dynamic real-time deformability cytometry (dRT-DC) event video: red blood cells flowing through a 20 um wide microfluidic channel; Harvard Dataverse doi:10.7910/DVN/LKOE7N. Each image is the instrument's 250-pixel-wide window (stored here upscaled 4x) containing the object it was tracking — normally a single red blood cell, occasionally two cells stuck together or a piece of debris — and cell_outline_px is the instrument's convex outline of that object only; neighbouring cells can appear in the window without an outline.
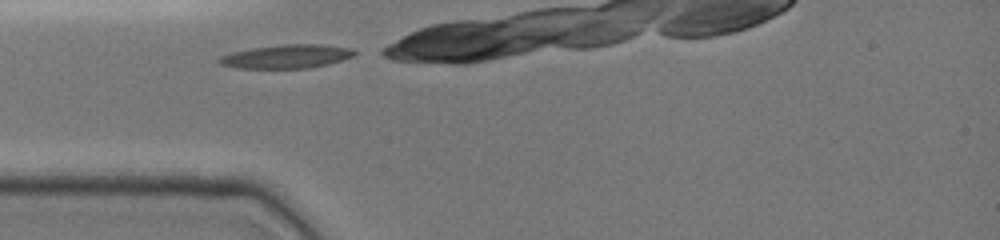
{"species": "common noctule bat (a hibernating species)", "species_latin": "Nyctalus noctula", "temperature_condition": "cold", "stored_images_in_passage": 26, "camera_frame_rate_fps": 3000, "um_per_image_px": 0.085, "animal": {"sex": "female", "body_mass_g": 19.0, "forearm_length_mm": 51.5}, "frame": {"image": 1, "passage_image": 1, "time_ms": 0.0, "image_size_px": [1000, 240], "cell_outline_px": [[356, 56], [344, 60], [328, 64], [308, 68], [236, 68], [220, 64], [216, 60], [220, 56], [232, 52], [252, 48], [280, 44], [320, 44], [352, 48], [356, 52]], "centroid_in_image_um": [24.38, 4.79], "position_along_channel_um": 60.6, "area_um2": 18.84}}
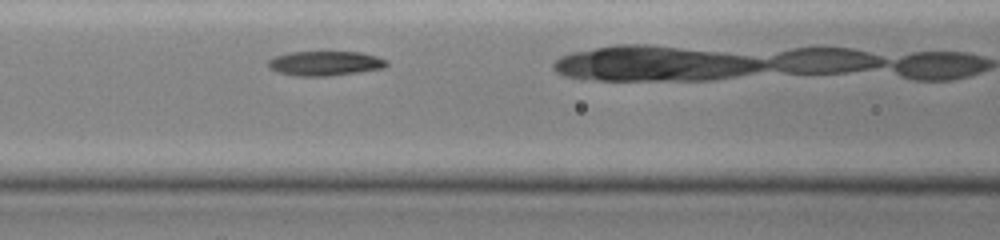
{"frame": {"image": 2, "passage_image": 7, "time_ms": 2.0, "image_size_px": [1000, 240], "cell_outline_px": [[388, 64], [384, 68], [328, 76], [292, 76], [268, 68], [268, 60], [276, 56], [288, 52], [360, 52], [376, 56], [388, 60]], "centroid_in_image_um": [27.62, 5.38], "position_along_channel_um": 139.0, "area_um2": 16.94}}
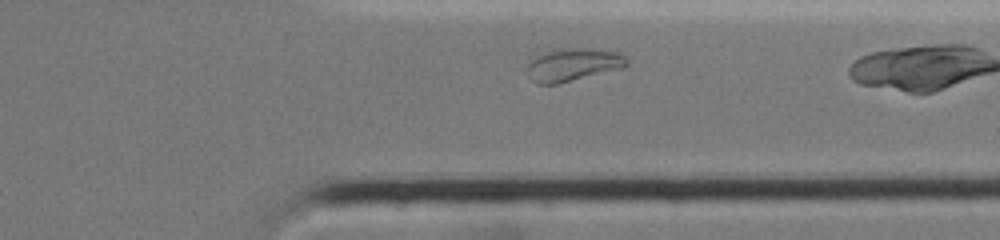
{"frame": {"image": 3, "passage_image": 24, "time_ms": 7.667, "image_size_px": [1000, 240], "cell_outline_px": [[628, 64], [624, 68], [556, 84], [536, 84], [532, 80], [528, 68], [528, 64], [532, 60], [552, 48], [592, 48], [620, 52], [628, 60]], "centroid_in_image_um": [48.77, 5.48], "position_along_channel_um": 362.6, "area_um2": 19.07}}